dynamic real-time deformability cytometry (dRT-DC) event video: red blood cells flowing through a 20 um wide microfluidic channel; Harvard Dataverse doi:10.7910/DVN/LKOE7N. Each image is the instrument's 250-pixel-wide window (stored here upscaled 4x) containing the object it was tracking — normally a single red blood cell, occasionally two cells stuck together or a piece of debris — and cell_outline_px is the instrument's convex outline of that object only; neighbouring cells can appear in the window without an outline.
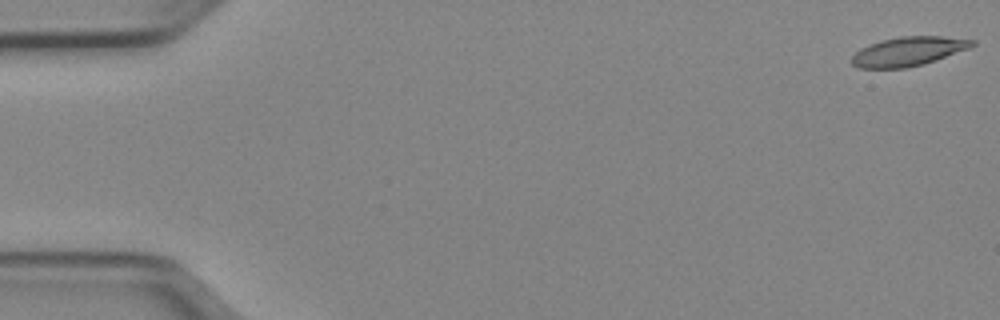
{"species": "Egyptian fruit bat (a non-hibernating species)", "species_latin": "Rousettus aegyptiacus", "temperature_condition": "cold", "stored_images_in_passage": 51, "camera_frame_rate_fps": 3000, "um_per_image_px": 0.085, "animal": {"sex": "female"}, "frame": {"image": 1, "passage_image": 1, "time_ms": 0.0, "image_size_px": [1000, 320], "cell_outline_px": [[976, 44], [968, 48], [936, 60], [924, 64], [904, 68], [860, 68], [852, 64], [852, 56], [860, 48], [868, 44], [900, 36], [940, 36], [976, 40]], "centroid_in_image_um": [77.2, 4.36], "position_along_channel_um": 7.8, "area_um2": 20.29}}
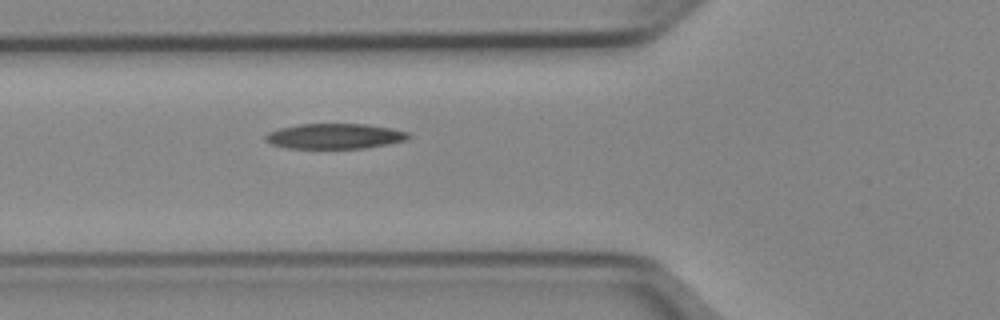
{"frame": {"image": 2, "passage_image": 19, "time_ms": 6.0, "image_size_px": [1000, 320], "cell_outline_px": [[412, 136], [408, 140], [368, 148], [288, 148], [272, 144], [264, 140], [264, 136], [268, 132], [280, 128], [300, 124], [364, 124], [392, 128], [408, 132]], "centroid_in_image_um": [28.48, 11.58], "position_along_channel_um": 97.3, "area_um2": 21.15}}
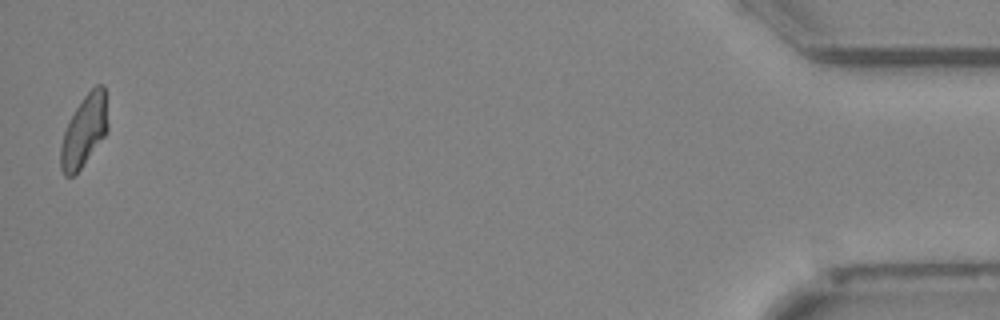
{"frame": {"image": 3, "passage_image": 51, "time_ms": 16.667, "image_size_px": [1000, 320], "cell_outline_px": [[108, 132], [80, 168], [72, 176], [64, 176], [60, 168], [60, 144], [68, 120], [84, 96], [96, 84], [104, 84], [108, 124]], "centroid_in_image_um": [7.15, 11.11], "position_along_channel_um": 428.1, "area_um2": 19.65}, "authors_computed_cell_mechanics": {"area_um2": 20.5768, "velocity_mm_per_s": 3.9606, "shape_relaxation_time_tau1_ms": 7.3736, "shape_relaxation_time_tau2_ms": 7.8206, "deformation_change_tau1": 0.194, "deformation_change_tau2": 0.1747}}